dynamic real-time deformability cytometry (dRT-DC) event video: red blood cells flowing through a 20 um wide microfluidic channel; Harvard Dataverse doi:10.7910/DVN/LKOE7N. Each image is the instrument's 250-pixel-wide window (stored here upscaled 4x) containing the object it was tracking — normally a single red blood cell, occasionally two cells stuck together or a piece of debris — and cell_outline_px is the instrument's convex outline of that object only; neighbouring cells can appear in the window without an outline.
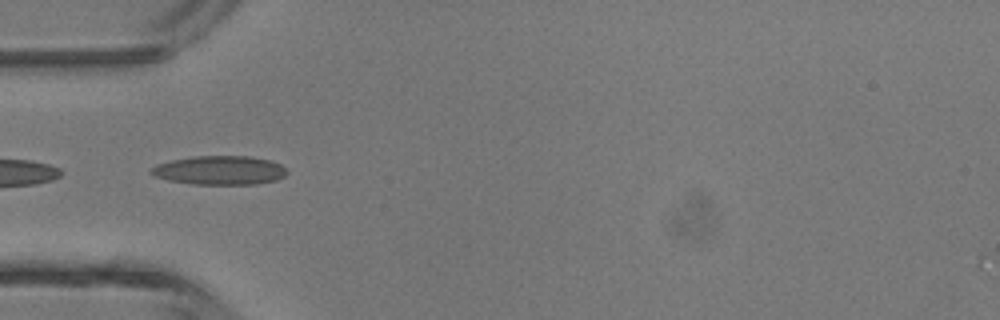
{"species": "common noctule bat (a hibernating species)", "species_latin": "Nyctalus noctula", "temperature_condition": "room temperature", "stored_images_in_passage": 5, "camera_frame_rate_fps": 3000, "um_per_image_px": 0.085, "animal": {"sex": "male", "body_mass_g": 13.3}, "frame": {"image": 1, "passage_image": 5, "time_ms": 4.333, "image_size_px": [1000, 320], "cell_outline_px": [[288, 172], [284, 176], [276, 180], [256, 184], [192, 184], [168, 180], [152, 176], [148, 172], [156, 164], [172, 160], [192, 156], [248, 156], [272, 160], [280, 164]], "centroid_in_image_um": [18.65, 14.47], "position_along_channel_um": 66.4, "area_um2": 23.0}}